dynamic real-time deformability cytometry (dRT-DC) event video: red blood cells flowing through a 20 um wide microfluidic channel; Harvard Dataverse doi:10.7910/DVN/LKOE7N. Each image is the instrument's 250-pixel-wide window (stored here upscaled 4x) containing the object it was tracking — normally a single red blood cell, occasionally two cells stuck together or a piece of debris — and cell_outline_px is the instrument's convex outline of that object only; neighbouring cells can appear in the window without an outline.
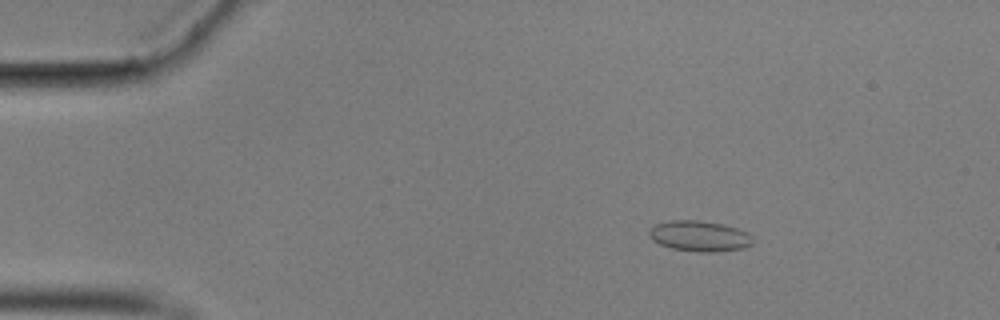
{"species": "common noctule bat (a hibernating species)", "species_latin": "Nyctalus noctula", "temperature_condition": "cold", "stored_images_in_passage": 49, "camera_frame_rate_fps": 3000, "um_per_image_px": 0.085, "animal": {"sex": "male", "body_mass_g": 17.9}, "frame": {"image": 1, "passage_image": 1, "time_ms": 0.0, "image_size_px": [1000, 320], "cell_outline_px": [[752, 244], [744, 248], [712, 252], [704, 252], [672, 248], [660, 244], [652, 240], [648, 236], [648, 232], [656, 224], [668, 220], [696, 220], [724, 224], [748, 232], [752, 236]], "centroid_in_image_um": [59.45, 20.06], "position_along_channel_um": 25.5, "area_um2": 18.44}}
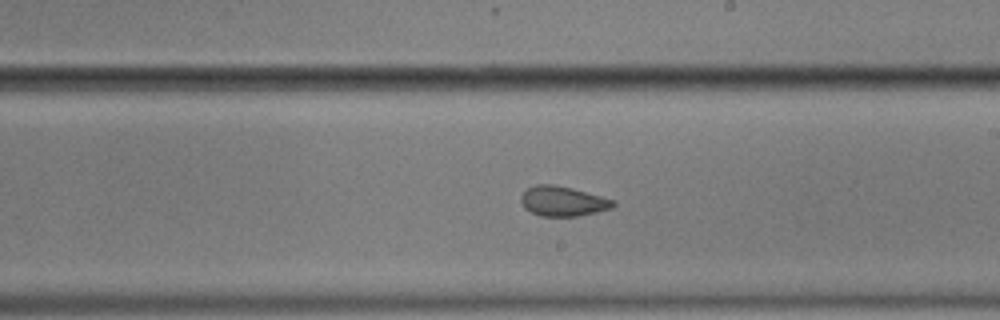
{"frame": {"image": 2, "passage_image": 25, "time_ms": 8.0, "image_size_px": [1000, 320], "cell_outline_px": [[616, 204], [612, 208], [580, 216], [540, 216], [524, 208], [520, 200], [520, 196], [528, 188], [536, 184], [556, 184], [572, 188], [616, 200]], "centroid_in_image_um": [47.85, 17.1], "position_along_channel_um": 241.1, "area_um2": 16.18}}
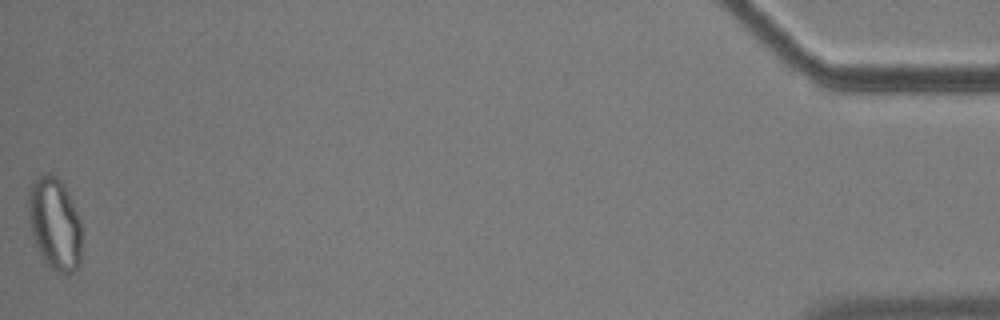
{"frame": {"image": 3, "passage_image": 49, "time_ms": 16.0, "image_size_px": [1000, 320], "cell_outline_px": [[80, 264], [72, 272], [56, 272], [44, 260], [36, 244], [32, 232], [28, 216], [28, 192], [36, 176], [44, 172], [48, 172], [56, 176], [60, 180], [80, 220]], "centroid_in_image_um": [4.62, 18.98], "position_along_channel_um": 430.6, "area_um2": 28.15}, "authors_computed_cell_mechanics": {"area_um2": 17.051, "velocity_mm_per_s": 3.5195, "shape_relaxation_time_tau1_ms": null, "shape_relaxation_time_tau2_ms": 1.6309, "deformation_change_tau1": null, "deformation_change_tau2": 0.0629}}